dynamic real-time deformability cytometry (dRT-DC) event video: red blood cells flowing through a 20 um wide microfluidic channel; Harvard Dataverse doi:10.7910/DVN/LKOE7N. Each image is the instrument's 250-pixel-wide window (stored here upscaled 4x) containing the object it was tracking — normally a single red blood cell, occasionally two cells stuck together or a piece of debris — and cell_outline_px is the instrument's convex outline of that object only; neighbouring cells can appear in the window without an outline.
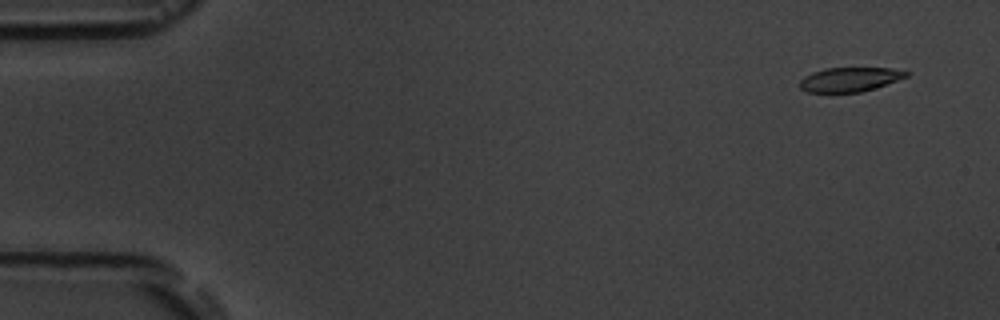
{"species": "common noctule bat (a hibernating species)", "species_latin": "Nyctalus noctula", "temperature_condition": "room temperature", "stored_images_in_passage": 4, "camera_frame_rate_fps": 3000, "um_per_image_px": 0.085, "animal": {"sex": "male", "body_mass_g": 19.5, "forearm_length_mm": 54.6}, "frame": {"image": 1, "passage_image": 1, "time_ms": 0.0, "image_size_px": [1000, 320], "cell_outline_px": [[908, 76], [860, 92], [808, 92], [800, 88], [800, 80], [804, 76], [812, 72], [824, 68], [892, 68], [908, 72]], "centroid_in_image_um": [72.17, 6.74], "position_along_channel_um": 12.8, "area_um2": 14.8}}
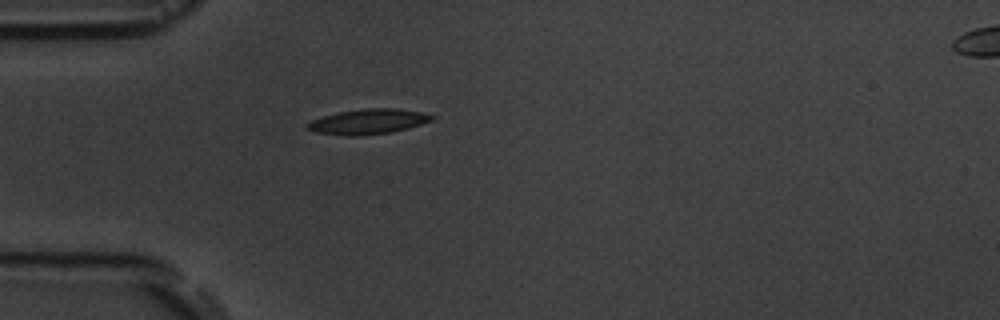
{"frame": {"image": 2, "passage_image": 4, "time_ms": 4.333, "image_size_px": [1000, 320], "cell_outline_px": [[436, 116], [432, 120], [408, 128], [392, 132], [360, 136], [348, 136], [312, 132], [304, 128], [304, 124], [312, 120], [324, 116], [340, 112], [368, 108], [396, 108], [424, 112]], "centroid_in_image_um": [31.27, 10.34], "position_along_channel_um": 53.7, "area_um2": 18.38}}